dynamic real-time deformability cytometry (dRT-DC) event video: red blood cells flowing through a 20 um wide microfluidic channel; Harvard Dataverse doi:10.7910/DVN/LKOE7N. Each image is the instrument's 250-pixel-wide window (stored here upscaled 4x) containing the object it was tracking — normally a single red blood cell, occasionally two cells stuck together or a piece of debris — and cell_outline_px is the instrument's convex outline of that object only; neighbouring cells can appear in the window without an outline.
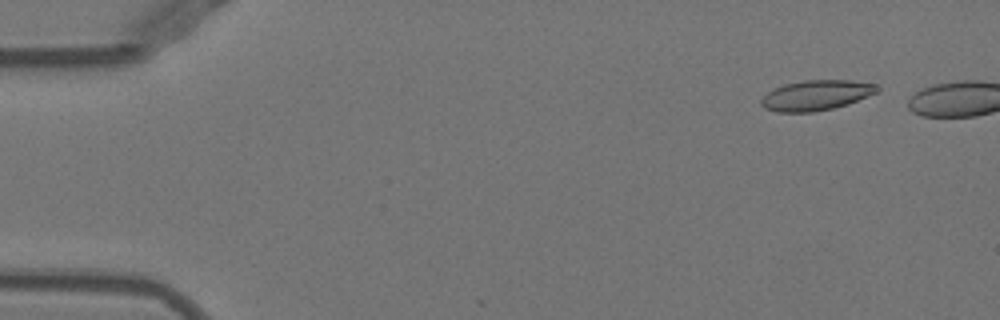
{"species": "Egyptian fruit bat (a non-hibernating species)", "species_latin": "Rousettus aegyptiacus", "temperature_condition": "warm", "stored_images_in_passage": 7, "camera_frame_rate_fps": 3000, "um_per_image_px": 0.085, "animal": {"sex": "female"}, "frame": {"image": 1, "passage_image": 4, "time_ms": 1.0, "image_size_px": [1000, 320], "cell_outline_px": [[880, 88], [876, 92], [848, 104], [832, 108], [812, 112], [776, 112], [764, 108], [760, 104], [760, 100], [768, 92], [784, 84], [804, 80], [852, 80], [876, 84]], "centroid_in_image_um": [69.35, 8.09], "position_along_channel_um": 15.6, "area_um2": 20.29}}